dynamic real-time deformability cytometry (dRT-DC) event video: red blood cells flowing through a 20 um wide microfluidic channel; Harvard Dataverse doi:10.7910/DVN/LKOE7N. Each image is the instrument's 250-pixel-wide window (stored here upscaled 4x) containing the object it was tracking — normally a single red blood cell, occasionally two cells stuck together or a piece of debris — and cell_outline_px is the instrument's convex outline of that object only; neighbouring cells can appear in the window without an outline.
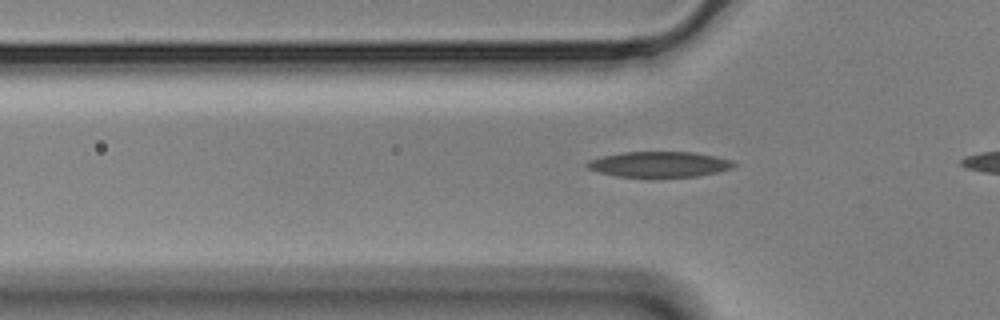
{"species": "Egyptian fruit bat (a non-hibernating species)", "species_latin": "Rousettus aegyptiacus", "temperature_condition": "cold", "stored_images_in_passage": 36, "camera_frame_rate_fps": 3000, "um_per_image_px": 0.085, "animal": {"sex": "male"}, "frame": {"image": 1, "passage_image": 8, "time_ms": 2.333, "image_size_px": [1000, 320], "cell_outline_px": [[736, 164], [732, 168], [716, 172], [696, 176], [652, 180], [616, 176], [600, 172], [588, 168], [584, 164], [588, 160], [604, 156], [624, 152], [692, 152], [732, 160]], "centroid_in_image_um": [56.0, 14.01], "position_along_channel_um": 69.8, "area_um2": 22.48}}
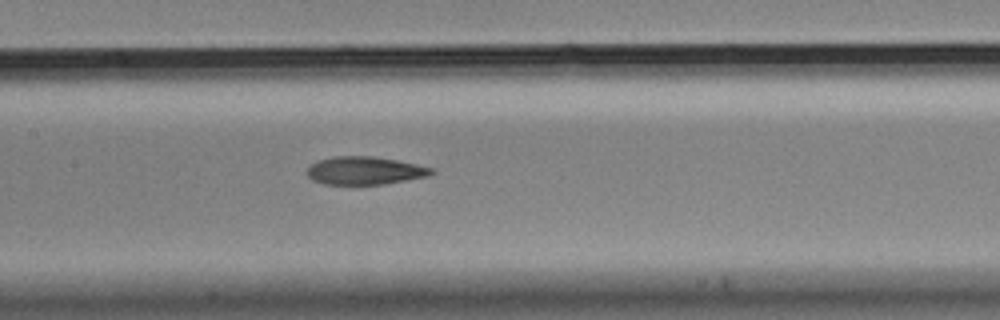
{"frame": {"image": 2, "passage_image": 17, "time_ms": 5.333, "image_size_px": [1000, 320], "cell_outline_px": [[436, 172], [428, 176], [384, 184], [352, 188], [324, 184], [312, 180], [304, 172], [312, 164], [320, 160], [336, 156], [372, 156], [396, 160], [416, 164], [432, 168]], "centroid_in_image_um": [30.96, 14.56], "position_along_channel_um": 176.4, "area_um2": 21.04}}
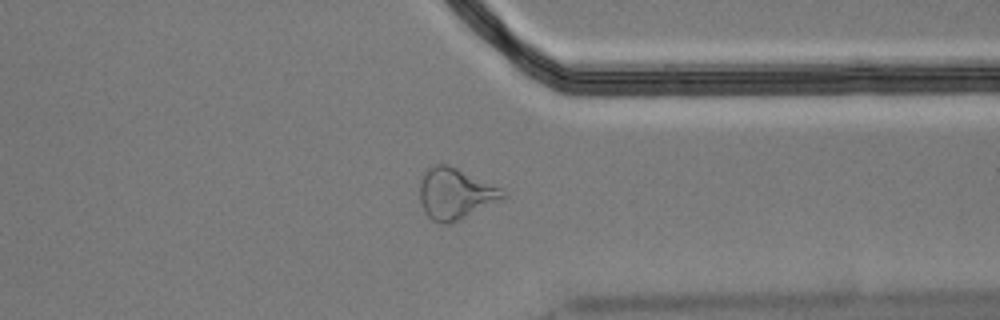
{"frame": {"image": 3, "passage_image": 34, "time_ms": 11.0, "image_size_px": [1000, 320], "cell_outline_px": [[508, 196], [452, 224], [440, 224], [432, 220], [424, 212], [420, 204], [420, 180], [424, 172], [432, 164], [448, 164], [500, 188], [508, 192]], "centroid_in_image_um": [38.67, 16.48], "position_along_channel_um": 372.7, "area_um2": 24.85}}